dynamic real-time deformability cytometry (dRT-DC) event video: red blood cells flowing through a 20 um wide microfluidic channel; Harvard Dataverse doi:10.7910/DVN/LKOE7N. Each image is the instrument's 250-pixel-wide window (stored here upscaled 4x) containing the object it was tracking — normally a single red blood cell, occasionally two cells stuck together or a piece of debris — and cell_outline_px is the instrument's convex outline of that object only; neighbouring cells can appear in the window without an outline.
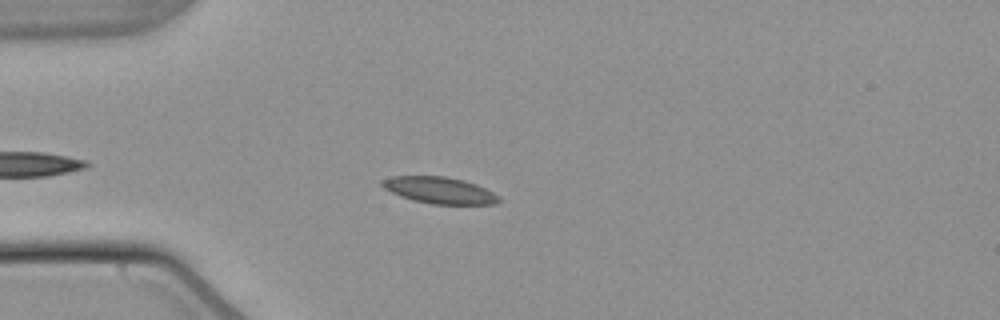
{"species": "common noctule bat (a hibernating species)", "species_latin": "Nyctalus noctula", "temperature_condition": "warm", "stored_images_in_passage": 42, "camera_frame_rate_fps": 3000, "um_per_image_px": 0.085, "animal": {"sex": "male", "body_mass_g": 21.5, "forearm_length_mm": 52.0}, "frame": {"image": 1, "passage_image": 7, "time_ms": 2.0, "image_size_px": [1000, 320], "cell_outline_px": [[500, 200], [496, 204], [432, 204], [412, 200], [400, 196], [384, 188], [380, 184], [380, 180], [392, 176], [444, 176], [464, 180], [476, 184], [500, 196]], "centroid_in_image_um": [37.34, 16.17], "position_along_channel_um": 47.7, "area_um2": 18.09}}
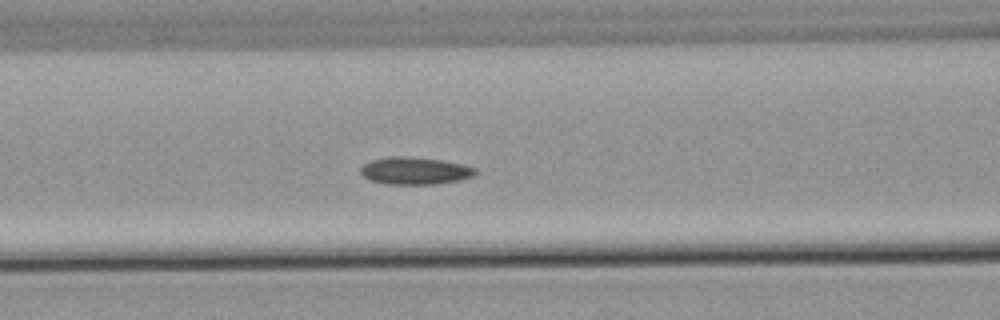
{"frame": {"image": 2, "passage_image": 15, "time_ms": 4.667, "image_size_px": [1000, 320], "cell_outline_px": [[476, 172], [472, 176], [460, 180], [436, 184], [388, 184], [372, 180], [364, 176], [360, 172], [360, 168], [364, 164], [372, 160], [388, 156], [408, 156], [440, 160], [460, 164], [476, 168]], "centroid_in_image_um": [35.25, 14.51], "position_along_channel_um": 131.3, "area_um2": 18.09}}
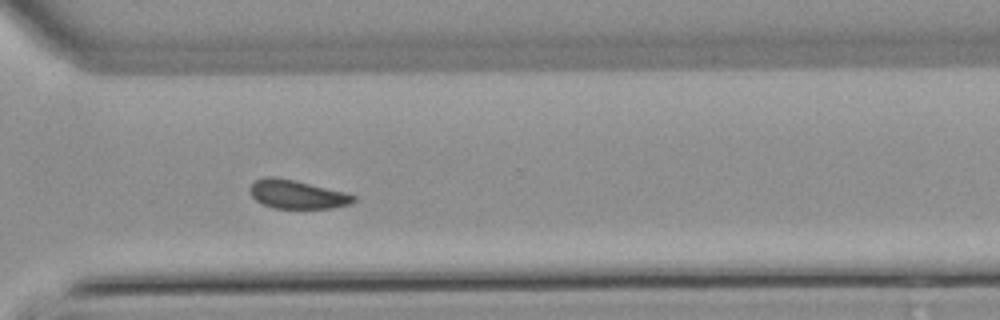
{"frame": {"image": 3, "passage_image": 32, "time_ms": 10.333, "image_size_px": [1000, 320], "cell_outline_px": [[356, 200], [348, 204], [332, 208], [272, 208], [256, 200], [252, 196], [248, 188], [256, 180], [268, 176], [272, 176], [292, 180], [344, 192], [356, 196]], "centroid_in_image_um": [25.22, 16.53], "position_along_channel_um": 345.4, "area_um2": 16.94}, "authors_computed_cell_mechanics": {"area_um2": 17.9758, "velocity_mm_per_s": 3.7808, "shape_relaxation_time_tau1_ms": 6.358, "shape_relaxation_time_tau2_ms": 4.7429, "deformation_change_tau1": 0.0942, "deformation_change_tau2": 0.095}}